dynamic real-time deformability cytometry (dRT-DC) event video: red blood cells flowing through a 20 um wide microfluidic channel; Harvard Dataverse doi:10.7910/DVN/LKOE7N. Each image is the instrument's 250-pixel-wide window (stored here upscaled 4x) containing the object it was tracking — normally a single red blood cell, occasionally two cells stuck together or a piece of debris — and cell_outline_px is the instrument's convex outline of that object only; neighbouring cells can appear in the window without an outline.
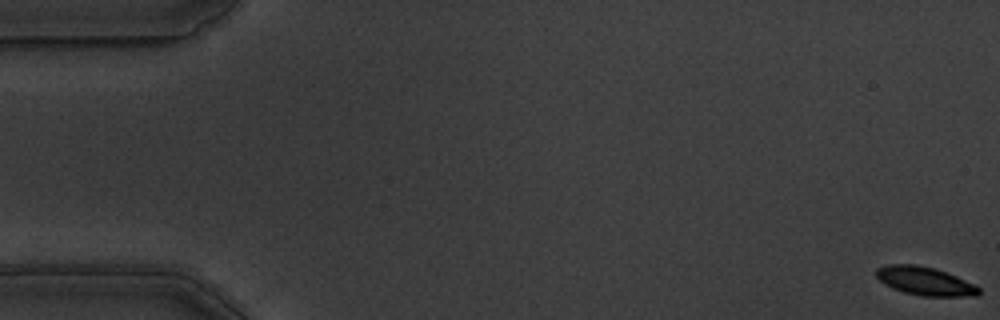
{"species": "common noctule bat (a hibernating species)", "species_latin": "Nyctalus noctula", "temperature_condition": "warm", "stored_images_in_passage": 58, "camera_frame_rate_fps": 3000, "um_per_image_px": 0.085, "animal": {"sex": "male", "body_mass_g": 19.5, "forearm_length_mm": 54.6}, "frame": {"image": 1, "passage_image": 1, "time_ms": 0.0, "image_size_px": [1000, 320], "cell_outline_px": [[980, 292], [976, 296], [924, 296], [904, 292], [892, 288], [884, 284], [876, 276], [876, 268], [888, 264], [916, 264], [936, 268], [976, 284], [980, 288]], "centroid_in_image_um": [78.63, 23.88], "position_along_channel_um": 6.4, "area_um2": 17.11}}
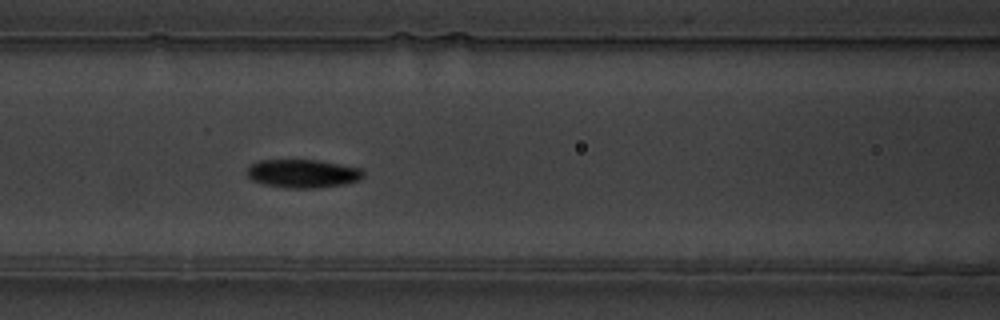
{"frame": {"image": 2, "passage_image": 25, "time_ms": 8.0, "image_size_px": [1000, 320], "cell_outline_px": [[364, 176], [360, 180], [344, 184], [316, 188], [284, 188], [264, 184], [252, 180], [248, 176], [248, 168], [252, 164], [260, 160], [320, 160], [360, 168], [364, 172]], "centroid_in_image_um": [25.76, 14.75], "position_along_channel_um": 140.8, "area_um2": 19.25}}
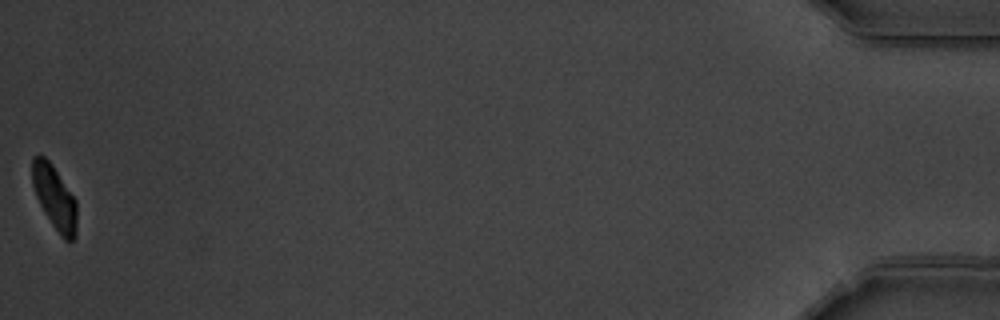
{"frame": {"image": 3, "passage_image": 58, "time_ms": 19.0, "image_size_px": [1000, 320], "cell_outline_px": [[76, 236], [72, 240], [64, 240], [60, 236], [44, 212], [36, 196], [32, 184], [32, 156], [44, 156], [52, 164], [76, 200]], "centroid_in_image_um": [4.63, 16.79], "position_along_channel_um": 430.6, "area_um2": 16.47}, "authors_computed_cell_mechanics": {"area_um2": 18.2359, "velocity_mm_per_s": 3.527, "shape_relaxation_time_tau1_ms": 2.4351, "shape_relaxation_time_tau2_ms": 4.5154, "deformation_change_tau1": 0.1299, "deformation_change_tau2": 0.0626}}